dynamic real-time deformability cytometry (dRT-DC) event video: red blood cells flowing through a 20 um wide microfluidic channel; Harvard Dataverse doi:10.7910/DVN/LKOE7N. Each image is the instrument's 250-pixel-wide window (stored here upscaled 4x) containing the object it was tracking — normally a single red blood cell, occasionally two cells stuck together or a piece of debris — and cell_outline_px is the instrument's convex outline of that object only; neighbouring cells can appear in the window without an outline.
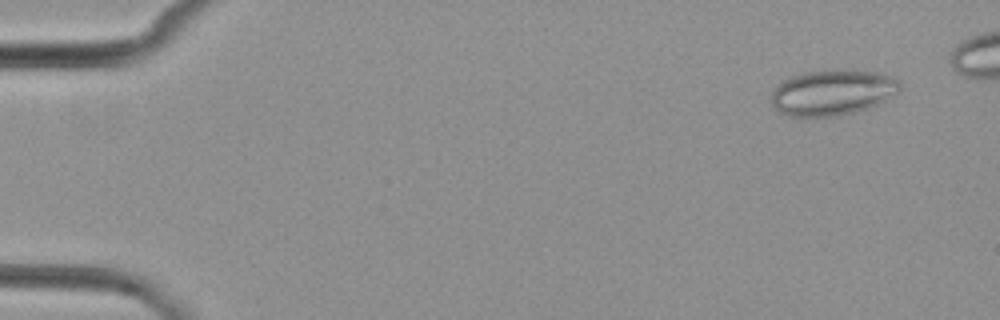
{"species": "common noctule bat (a hibernating species)", "species_latin": "Nyctalus noctula", "temperature_condition": "cold", "stored_images_in_passage": 7, "camera_frame_rate_fps": 3000, "um_per_image_px": 0.085, "animal": {"sex": "female", "body_mass_g": 29.2, "forearm_length_mm": 56.3}, "frame": {"image": 1, "passage_image": 1, "time_ms": 0.0, "image_size_px": [1000, 320], "cell_outline_px": [[900, 88], [896, 92], [884, 100], [876, 104], [852, 112], [836, 116], [788, 116], [780, 112], [772, 104], [772, 92], [784, 80], [792, 76], [804, 72], [840, 68], [844, 68], [880, 72], [892, 76], [900, 80]], "centroid_in_image_um": [70.77, 7.82], "position_along_channel_um": 14.2, "area_um2": 34.1}}
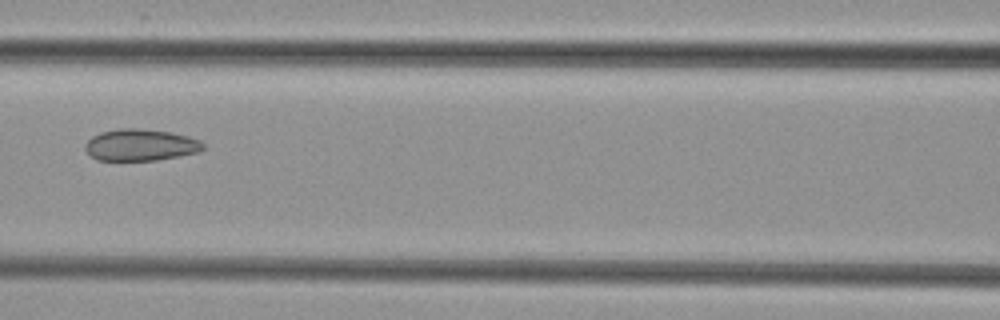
{"frame": {"image": 2, "passage_image": 6, "time_ms": 7.0, "image_size_px": [1000, 320], "cell_outline_px": [[204, 148], [200, 152], [156, 160], [96, 160], [84, 148], [84, 144], [92, 136], [100, 132], [120, 128], [140, 128], [172, 132], [188, 136], [200, 140], [204, 144]], "centroid_in_image_um": [11.95, 12.31], "position_along_channel_um": 154.6, "area_um2": 21.91}}
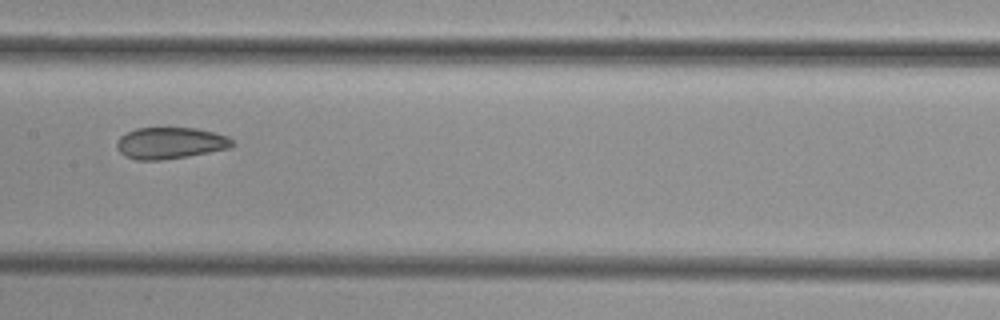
{"frame": {"image": 3, "passage_image": 7, "time_ms": 8.0, "image_size_px": [1000, 320], "cell_outline_px": [[236, 144], [232, 148], [188, 156], [160, 160], [136, 160], [124, 156], [116, 148], [116, 140], [120, 136], [136, 128], [196, 128], [228, 136]], "centroid_in_image_um": [14.47, 12.17], "position_along_channel_um": 192.9, "area_um2": 21.39}}